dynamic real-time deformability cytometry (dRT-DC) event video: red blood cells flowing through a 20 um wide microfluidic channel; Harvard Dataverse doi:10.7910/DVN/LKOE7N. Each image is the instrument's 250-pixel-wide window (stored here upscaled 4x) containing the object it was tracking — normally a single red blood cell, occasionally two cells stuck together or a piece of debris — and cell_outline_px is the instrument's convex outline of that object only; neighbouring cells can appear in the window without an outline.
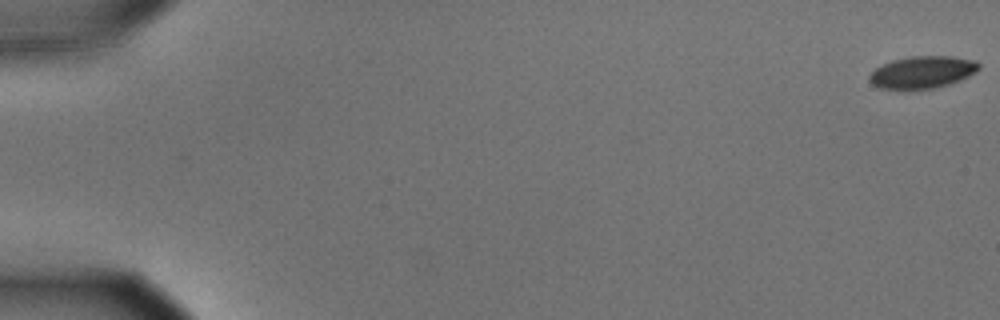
{"species": "common noctule bat (a hibernating species)", "species_latin": "Nyctalus noctula", "temperature_condition": "cold", "stored_images_in_passage": 58, "camera_frame_rate_fps": 3000, "um_per_image_px": 0.085, "animal": {"sex": "male", "body_mass_g": 15.6}, "frame": {"image": 1, "passage_image": 1, "time_ms": 0.0, "image_size_px": [1000, 320], "cell_outline_px": [[980, 68], [976, 72], [960, 80], [936, 88], [880, 88], [872, 84], [868, 80], [868, 76], [876, 68], [892, 60], [908, 56], [952, 56], [976, 60], [980, 64]], "centroid_in_image_um": [78.43, 6.11], "position_along_channel_um": 6.6, "area_um2": 20.4}}
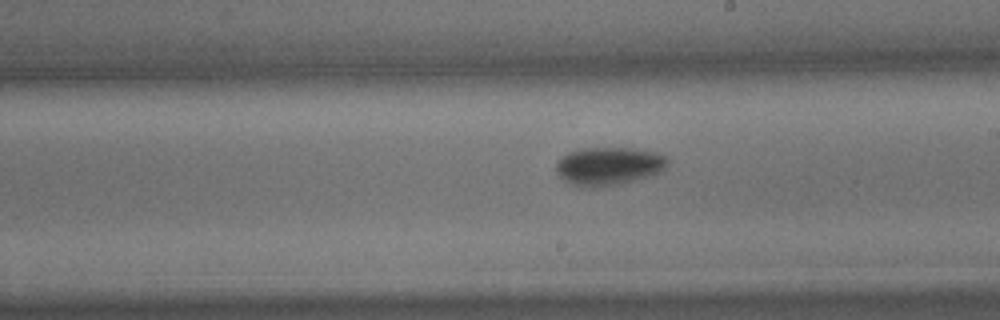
{"frame": {"image": 2, "passage_image": 34, "time_ms": 11.0, "image_size_px": [1000, 320], "cell_outline_px": [[668, 160], [664, 168], [660, 172], [652, 176], [620, 184], [596, 188], [580, 188], [564, 180], [556, 172], [556, 160], [560, 156], [568, 152], [580, 148], [636, 148], [656, 152], [668, 156]], "centroid_in_image_um": [51.72, 14.12], "position_along_channel_um": 237.3, "area_um2": 25.37}}
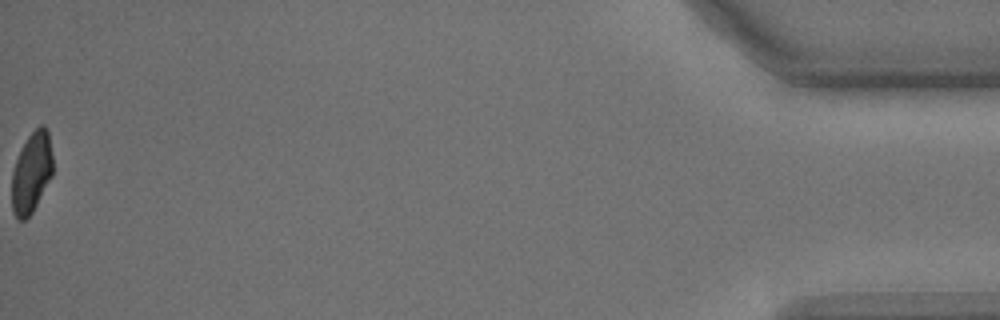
{"frame": {"image": 3, "passage_image": 58, "time_ms": 19.0, "image_size_px": [1000, 320], "cell_outline_px": [[52, 176], [32, 212], [24, 220], [20, 220], [12, 212], [12, 172], [20, 148], [28, 136], [40, 124], [44, 124], [48, 132], [52, 156]], "centroid_in_image_um": [2.67, 14.65], "position_along_channel_um": 432.5, "area_um2": 19.19}, "authors_computed_cell_mechanics": {"area_um2": 22.2241, "velocity_mm_per_s": 3.5741, "shape_relaxation_time_tau1_ms": 3.8039, "shape_relaxation_time_tau2_ms": null, "deformation_change_tau1": 0.1027, "deformation_change_tau2": null}}